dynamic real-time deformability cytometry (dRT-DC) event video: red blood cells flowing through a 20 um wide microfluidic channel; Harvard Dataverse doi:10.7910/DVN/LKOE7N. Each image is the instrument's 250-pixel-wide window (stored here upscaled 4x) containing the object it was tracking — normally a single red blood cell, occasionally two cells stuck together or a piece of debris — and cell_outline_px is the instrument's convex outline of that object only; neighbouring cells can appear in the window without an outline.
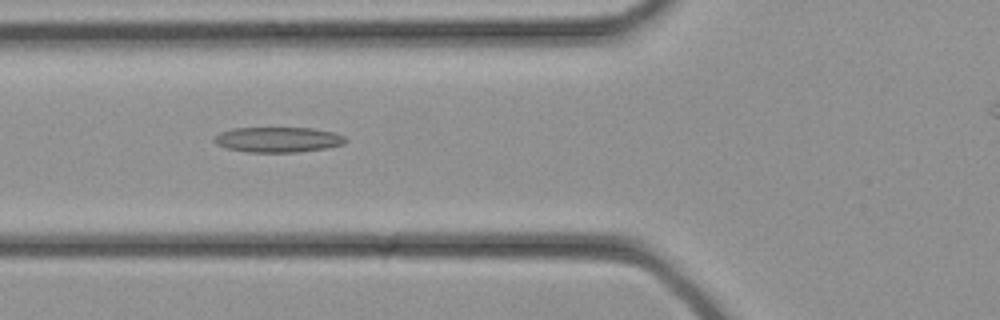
{"species": "common noctule bat (a hibernating species)", "species_latin": "Nyctalus noctula", "temperature_condition": "cold", "stored_images_in_passage": 25, "camera_frame_rate_fps": 3000, "um_per_image_px": 0.085, "animal": {"sex": "female", "body_mass_g": 21.9}, "frame": {"image": 1, "passage_image": 7, "time_ms": 2.0, "image_size_px": [1000, 320], "cell_outline_px": [[348, 140], [344, 144], [328, 148], [296, 152], [248, 152], [228, 148], [216, 144], [212, 140], [220, 132], [232, 128], [312, 128], [336, 132], [344, 136]], "centroid_in_image_um": [23.67, 11.86], "position_along_channel_um": 102.1, "area_um2": 19.42}}
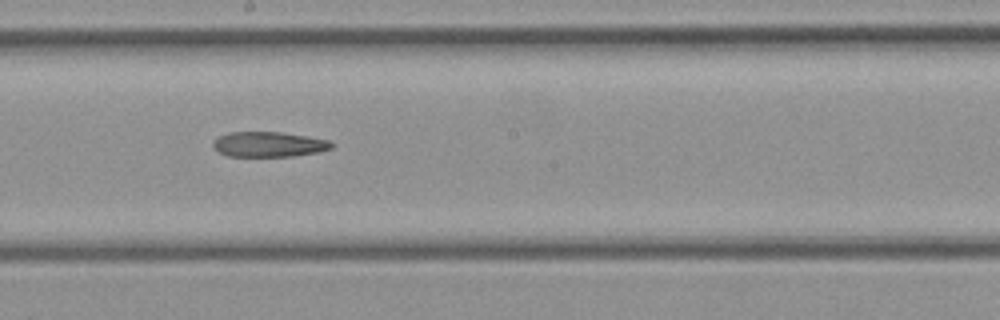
{"frame": {"image": 2, "passage_image": 13, "time_ms": 4.0, "image_size_px": [1000, 320], "cell_outline_px": [[336, 144], [332, 148], [320, 152], [292, 156], [228, 156], [216, 152], [212, 148], [212, 144], [220, 136], [228, 132], [280, 132], [308, 136], [328, 140]], "centroid_in_image_um": [22.86, 12.27], "position_along_channel_um": 225.3, "area_um2": 17.51}}
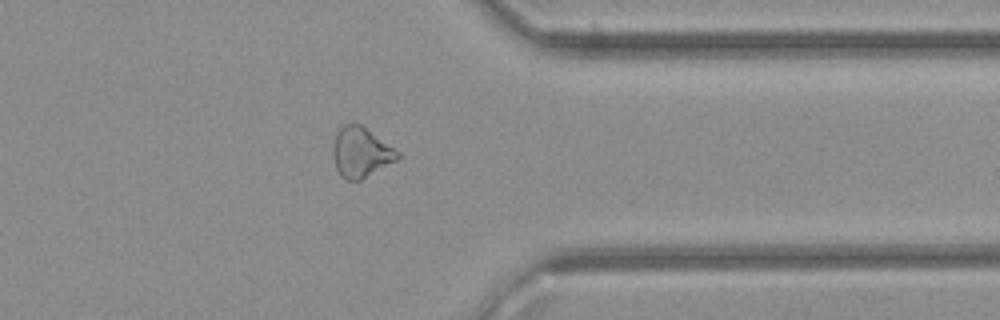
{"frame": {"image": 3, "passage_image": 21, "time_ms": 6.667, "image_size_px": [1000, 320], "cell_outline_px": [[400, 156], [396, 160], [360, 180], [344, 180], [340, 176], [336, 168], [332, 156], [332, 148], [336, 132], [344, 124], [360, 124], [400, 152]], "centroid_in_image_um": [30.63, 12.95], "position_along_channel_um": 380.8, "area_um2": 18.73}}